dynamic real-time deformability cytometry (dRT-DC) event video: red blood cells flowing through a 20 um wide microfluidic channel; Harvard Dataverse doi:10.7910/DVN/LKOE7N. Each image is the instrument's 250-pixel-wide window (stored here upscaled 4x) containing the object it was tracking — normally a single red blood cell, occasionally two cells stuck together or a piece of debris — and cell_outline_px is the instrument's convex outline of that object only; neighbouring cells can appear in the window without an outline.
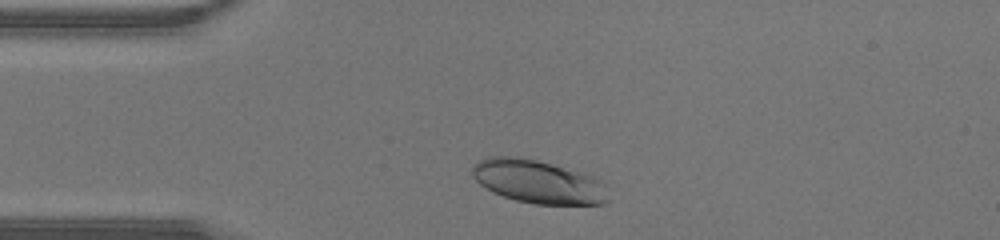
{"species": "human", "species_latin": "Homo sapiens", "temperature_condition": "warm", "stored_images_in_passage": 28, "camera_frame_rate_fps": 3000, "um_per_image_px": 0.085, "donor": {"sex": "male"}, "frame": {"image": 1, "passage_image": 3, "time_ms": 0.667, "image_size_px": [1000, 240], "cell_outline_px": [[608, 204], [532, 204], [516, 200], [492, 192], [480, 184], [472, 176], [472, 168], [480, 160], [488, 156], [524, 156], [584, 172], [596, 176], [604, 180], [608, 200]], "centroid_in_image_um": [45.79, 15.43], "position_along_channel_um": 39.2, "area_um2": 34.91}}
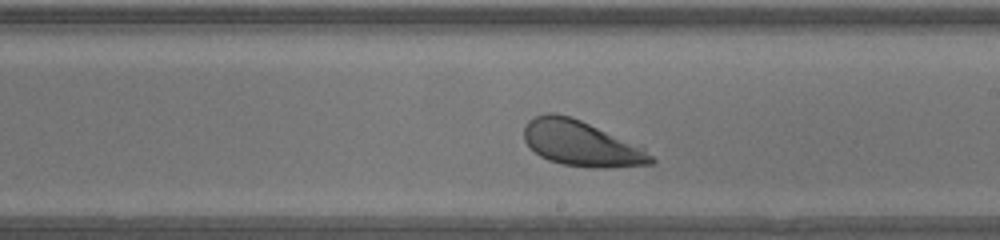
{"frame": {"image": 2, "passage_image": 18, "time_ms": 5.667, "image_size_px": [1000, 240], "cell_outline_px": [[656, 160], [652, 164], [608, 168], [592, 168], [564, 164], [548, 160], [540, 156], [524, 140], [524, 128], [528, 120], [536, 116], [548, 112], [556, 112], [572, 116], [644, 148]], "centroid_in_image_um": [49.4, 12.19], "position_along_channel_um": 239.6, "area_um2": 33.47}}
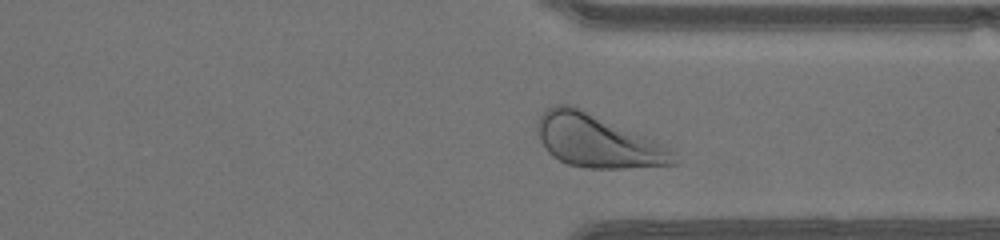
{"frame": {"image": 3, "passage_image": 26, "time_ms": 8.333, "image_size_px": [1000, 240], "cell_outline_px": [[680, 164], [624, 168], [584, 168], [568, 164], [552, 156], [544, 148], [536, 132], [536, 124], [544, 108], [552, 104], [568, 104], [580, 108], [644, 136], [676, 152], [680, 160]], "centroid_in_image_um": [50.75, 11.99], "position_along_channel_um": 360.7, "area_um2": 42.02}}